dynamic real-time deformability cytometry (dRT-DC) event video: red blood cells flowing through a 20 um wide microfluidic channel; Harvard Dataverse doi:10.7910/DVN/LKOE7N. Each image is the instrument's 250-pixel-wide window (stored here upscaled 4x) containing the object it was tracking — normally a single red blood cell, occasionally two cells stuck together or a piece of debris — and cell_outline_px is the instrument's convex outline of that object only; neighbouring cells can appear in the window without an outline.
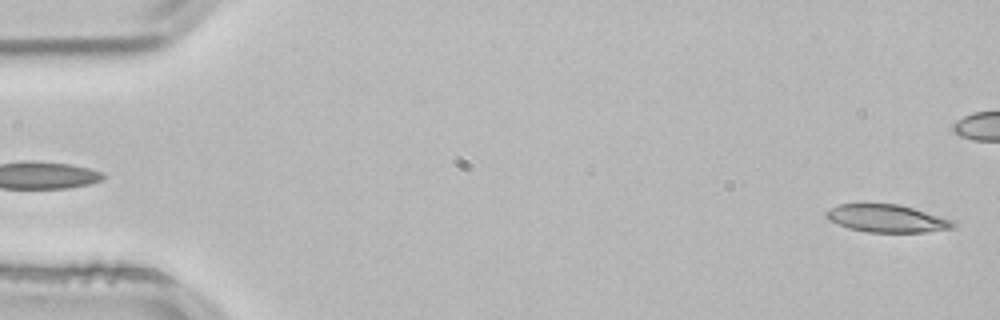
{"species": "common noctule bat (a hibernating species)", "species_latin": "Nyctalus noctula", "temperature_condition": "room temperature", "stored_images_in_passage": 44, "camera_frame_rate_fps": 3000, "um_per_image_px": 0.085, "animal": {"sex": "male", "body_mass_g": 21.5, "forearm_length_mm": 52.0}, "frame": {"image": 1, "passage_image": 1, "time_ms": 0.0, "image_size_px": [1000, 320], "cell_outline_px": [[956, 228], [928, 232], [868, 232], [848, 228], [828, 220], [824, 216], [824, 212], [840, 204], [900, 204], [956, 220]], "centroid_in_image_um": [75.45, 18.57], "position_along_channel_um": 9.6, "area_um2": 20.75}}
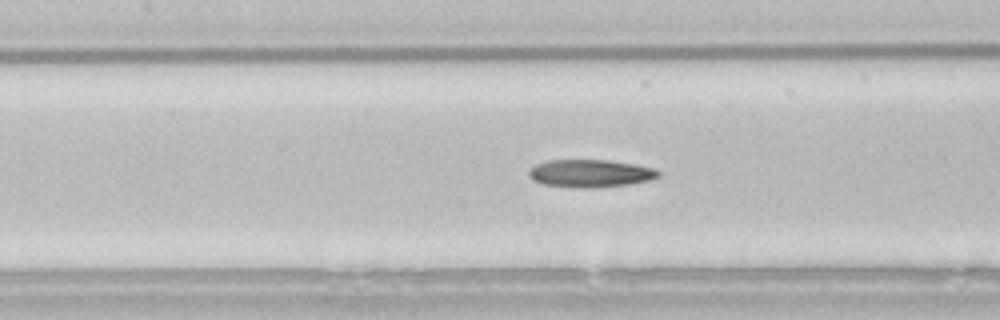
{"frame": {"image": 2, "passage_image": 23, "time_ms": 7.333, "image_size_px": [1000, 320], "cell_outline_px": [[660, 176], [652, 180], [628, 184], [592, 188], [576, 188], [544, 184], [532, 180], [528, 176], [528, 168], [536, 164], [548, 160], [608, 160], [636, 164], [652, 168], [660, 172]], "centroid_in_image_um": [50.15, 14.74], "position_along_channel_um": 157.2, "area_um2": 21.1}}
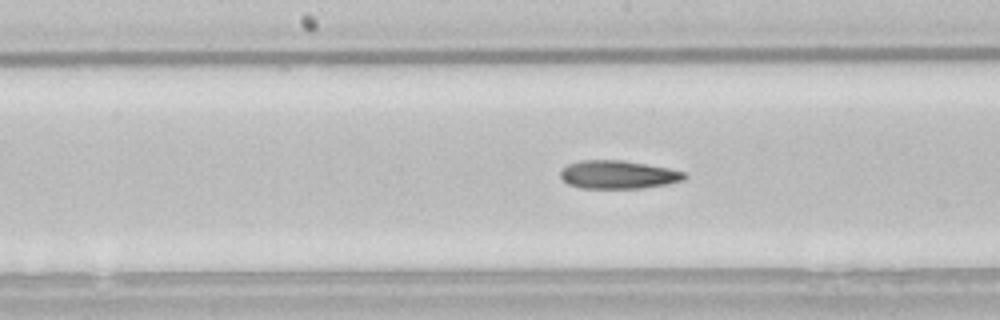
{"frame": {"image": 3, "passage_image": 26, "time_ms": 8.333, "image_size_px": [1000, 320], "cell_outline_px": [[688, 176], [684, 180], [668, 184], [644, 188], [580, 188], [568, 184], [560, 176], [560, 168], [568, 164], [580, 160], [620, 160], [668, 168], [684, 172]], "centroid_in_image_um": [52.52, 14.85], "position_along_channel_um": 195.7, "area_um2": 20.46}, "authors_computed_cell_mechanics": {"area_um2": 20.808, "velocity_mm_per_s": 3.8438, "shape_relaxation_time_tau1_ms": null, "shape_relaxation_time_tau2_ms": 5.07, "deformation_change_tau1": null, "deformation_change_tau2": 0.1624}}